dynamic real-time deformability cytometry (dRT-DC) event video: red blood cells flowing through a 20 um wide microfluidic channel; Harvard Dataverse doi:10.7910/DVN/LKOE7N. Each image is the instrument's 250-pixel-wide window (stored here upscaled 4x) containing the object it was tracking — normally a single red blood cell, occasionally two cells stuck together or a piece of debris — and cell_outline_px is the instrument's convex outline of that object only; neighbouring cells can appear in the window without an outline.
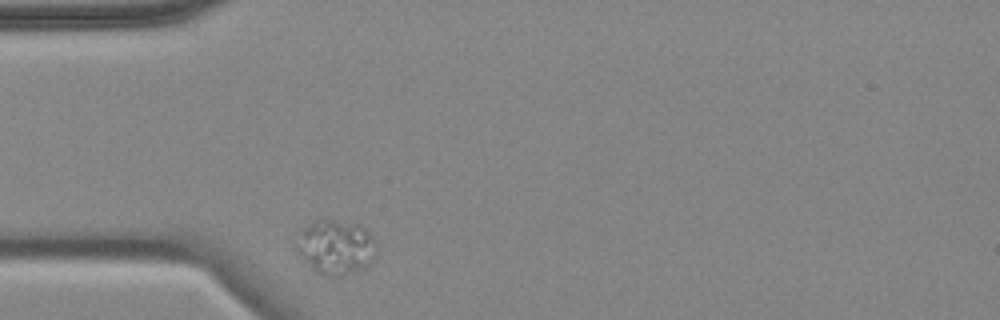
{"species": "common noctule bat (a hibernating species)", "species_latin": "Nyctalus noctula", "temperature_condition": "cold", "stored_images_in_passage": 1, "camera_frame_rate_fps": 3000, "um_per_image_px": 0.085, "animal": {"sex": "female", "body_mass_g": 18.4}, "frame": {"image": 1, "passage_image": 1, "time_ms": 0.0, "image_size_px": [1000, 320], "cell_outline_px": [[376, 260], [364, 268], [340, 276], [328, 276], [312, 268], [300, 256], [296, 248], [300, 232], [304, 228], [316, 220], [332, 220], [360, 224], [372, 236], [376, 244]], "centroid_in_image_um": [28.59, 21.01], "position_along_channel_um": 56.4, "area_um2": 25.2}}